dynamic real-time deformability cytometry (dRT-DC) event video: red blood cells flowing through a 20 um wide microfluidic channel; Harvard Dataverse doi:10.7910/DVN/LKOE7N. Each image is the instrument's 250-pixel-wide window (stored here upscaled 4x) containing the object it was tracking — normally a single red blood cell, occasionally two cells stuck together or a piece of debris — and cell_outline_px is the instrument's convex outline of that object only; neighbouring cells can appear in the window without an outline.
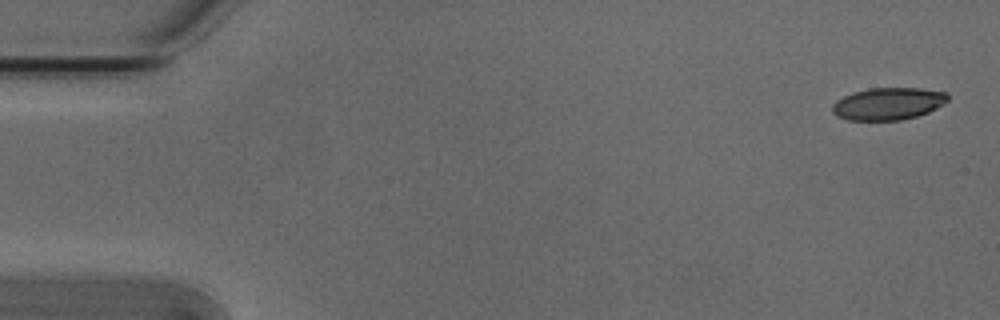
{"species": "Egyptian fruit bat (a non-hibernating species)", "species_latin": "Rousettus aegyptiacus", "temperature_condition": "cold", "stored_images_in_passage": 6, "segment_of_instrument_passage": [1, 2], "camera_frame_rate_fps": 3000, "um_per_image_px": 0.085, "animal": {"sex": "male"}, "frame": {"image": 1, "passage_image": 1, "time_ms": 0.0, "image_size_px": [1000, 320], "cell_outline_px": [[948, 100], [944, 104], [928, 112], [916, 116], [900, 120], [848, 120], [836, 116], [832, 112], [832, 104], [836, 100], [852, 92], [868, 88], [920, 88], [948, 92]], "centroid_in_image_um": [75.48, 8.81], "position_along_channel_um": 9.5, "area_um2": 21.85}}
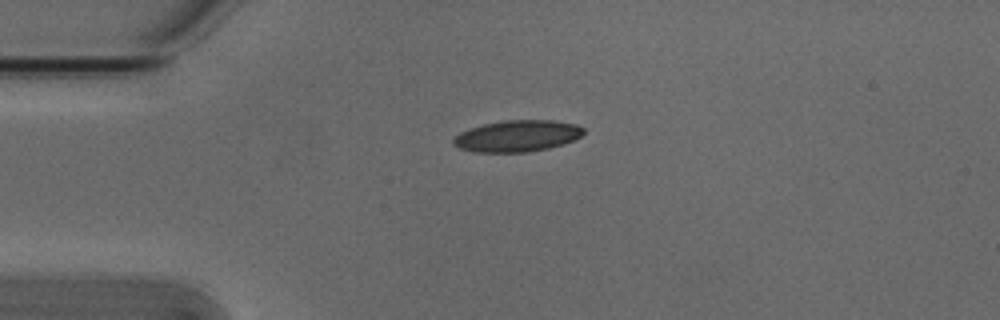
{"frame": {"image": 2, "passage_image": 4, "time_ms": 1.0, "image_size_px": [1000, 320], "cell_outline_px": [[584, 132], [580, 136], [564, 144], [548, 148], [524, 152], [472, 152], [460, 148], [452, 144], [452, 140], [460, 132], [484, 124], [504, 120], [552, 120], [576, 124], [584, 128]], "centroid_in_image_um": [43.96, 11.56], "position_along_channel_um": 41.0, "area_um2": 23.76}}